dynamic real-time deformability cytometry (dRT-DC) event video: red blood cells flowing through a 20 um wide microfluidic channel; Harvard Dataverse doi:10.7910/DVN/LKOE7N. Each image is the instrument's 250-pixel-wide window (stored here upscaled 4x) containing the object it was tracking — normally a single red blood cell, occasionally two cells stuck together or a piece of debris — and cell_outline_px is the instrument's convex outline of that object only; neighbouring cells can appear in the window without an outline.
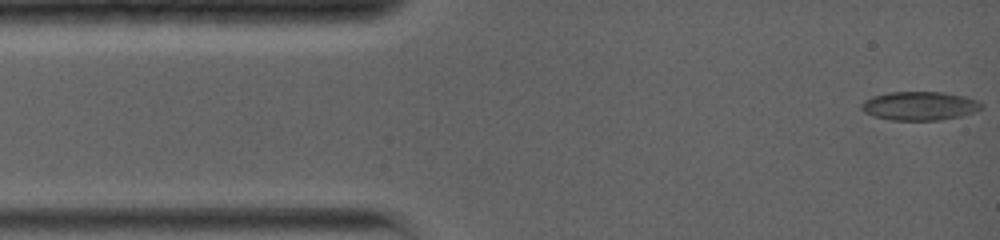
{"species": "common noctule bat (a hibernating species)", "species_latin": "Nyctalus noctula", "temperature_condition": "warm", "stored_images_in_passage": 43, "camera_frame_rate_fps": 5000, "um_per_image_px": 0.085, "animal": {"sex": "female", "body_mass_g": 19.0, "forearm_length_mm": 56.7}, "frame": {"image": 1, "passage_image": 1, "time_ms": 0.0, "image_size_px": [1000, 240], "cell_outline_px": [[984, 104], [980, 108], [972, 112], [960, 116], [940, 120], [888, 120], [872, 116], [864, 112], [860, 108], [860, 104], [864, 100], [872, 96], [888, 92], [944, 92], [964, 96], [976, 100]], "centroid_in_image_um": [78.1, 9.0], "position_along_channel_um": 6.9, "area_um2": 20.17}}
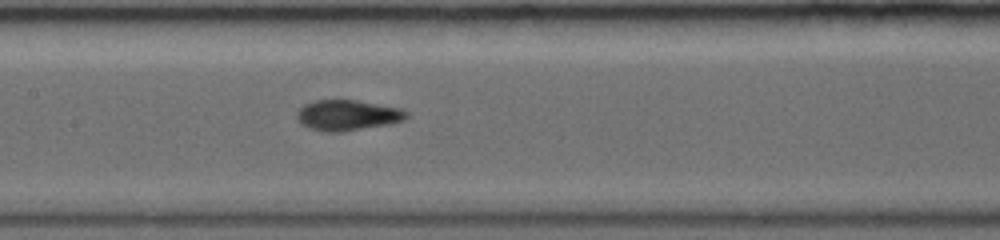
{"frame": {"image": 2, "passage_image": 19, "time_ms": 6.4, "image_size_px": [1000, 240], "cell_outline_px": [[408, 116], [404, 120], [392, 124], [340, 132], [324, 132], [308, 128], [300, 124], [296, 120], [296, 112], [304, 104], [316, 100], [356, 100], [400, 108], [408, 112]], "centroid_in_image_um": [29.51, 9.8], "position_along_channel_um": 177.9, "area_um2": 19.77}}
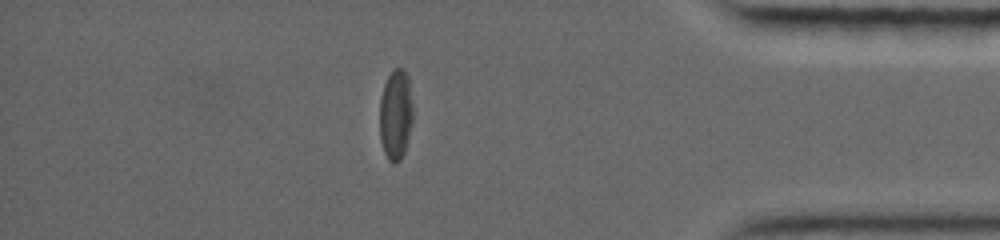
{"frame": {"image": 3, "passage_image": 37, "time_ms": 13.0, "image_size_px": [1000, 240], "cell_outline_px": [[412, 124], [408, 140], [404, 152], [400, 160], [392, 164], [388, 160], [384, 152], [380, 140], [380, 96], [384, 84], [392, 68], [404, 68], [408, 76], [412, 104]], "centroid_in_image_um": [33.63, 9.73], "position_along_channel_um": 401.6, "area_um2": 17.74}, "authors_computed_cell_mechanics": {"area_um2": 19.074, "velocity_mm_per_s": 3.8464, "shape_relaxation_time_tau1_ms": 5.6995, "shape_relaxation_time_tau2_ms": 1.7493, "deformation_change_tau1": 0.2154, "deformation_change_tau2": 0.0723}}